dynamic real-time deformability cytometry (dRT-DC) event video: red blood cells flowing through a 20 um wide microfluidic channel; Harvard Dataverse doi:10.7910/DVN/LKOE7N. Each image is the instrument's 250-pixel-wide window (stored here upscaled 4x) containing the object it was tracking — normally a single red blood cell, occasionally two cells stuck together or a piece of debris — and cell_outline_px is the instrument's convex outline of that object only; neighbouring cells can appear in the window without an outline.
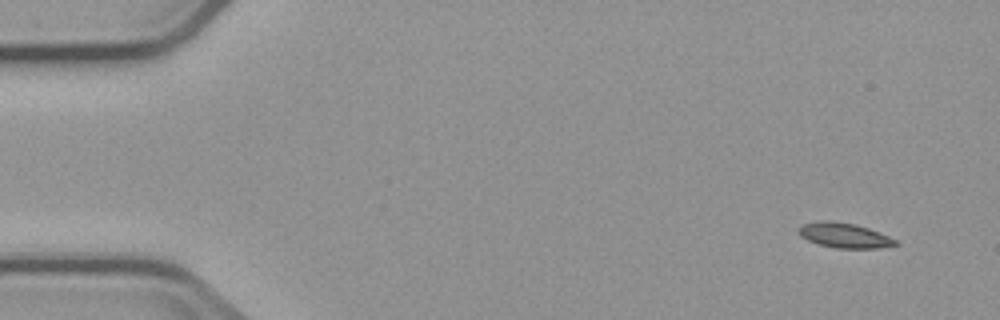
{"species": "common noctule bat (a hibernating species)", "species_latin": "Nyctalus noctula", "temperature_condition": "cold", "stored_images_in_passage": 6, "camera_frame_rate_fps": 3000, "um_per_image_px": 0.085, "animal": {"sex": "male", "body_mass_g": 23.1, "forearm_length_mm": 52.7}, "frame": {"image": 1, "passage_image": 1, "time_ms": 0.0, "image_size_px": [1000, 320], "cell_outline_px": [[900, 244], [880, 248], [836, 248], [820, 244], [808, 240], [800, 236], [796, 228], [804, 224], [820, 220], [828, 220], [856, 224], [868, 228], [888, 236], [896, 240]], "centroid_in_image_um": [71.75, 20.0], "position_along_channel_um": 13.2, "area_um2": 14.05}}
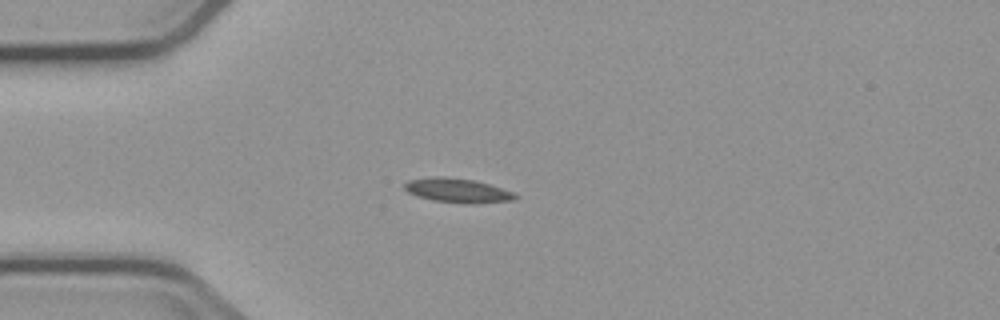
{"frame": {"image": 2, "passage_image": 4, "time_ms": 3.667, "image_size_px": [1000, 320], "cell_outline_px": [[520, 196], [512, 200], [472, 204], [432, 200], [416, 196], [408, 192], [404, 188], [404, 184], [408, 180], [432, 176], [444, 176], [472, 180], [488, 184], [512, 192]], "centroid_in_image_um": [38.85, 16.18], "position_along_channel_um": 46.2, "area_um2": 15.55}}
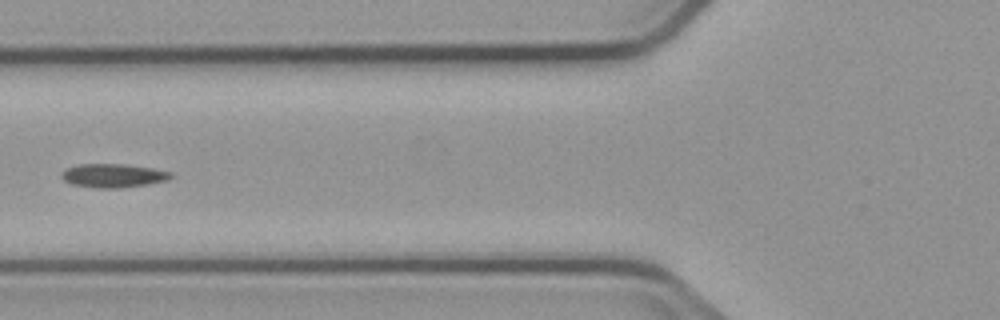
{"frame": {"image": 3, "passage_image": 6, "time_ms": 6.0, "image_size_px": [1000, 320], "cell_outline_px": [[176, 176], [168, 180], [148, 184], [120, 188], [100, 188], [72, 184], [64, 180], [60, 176], [60, 172], [64, 168], [80, 164], [124, 164], [152, 168], [172, 172]], "centroid_in_image_um": [9.63, 14.92], "position_along_channel_um": 116.2, "area_um2": 15.26}}